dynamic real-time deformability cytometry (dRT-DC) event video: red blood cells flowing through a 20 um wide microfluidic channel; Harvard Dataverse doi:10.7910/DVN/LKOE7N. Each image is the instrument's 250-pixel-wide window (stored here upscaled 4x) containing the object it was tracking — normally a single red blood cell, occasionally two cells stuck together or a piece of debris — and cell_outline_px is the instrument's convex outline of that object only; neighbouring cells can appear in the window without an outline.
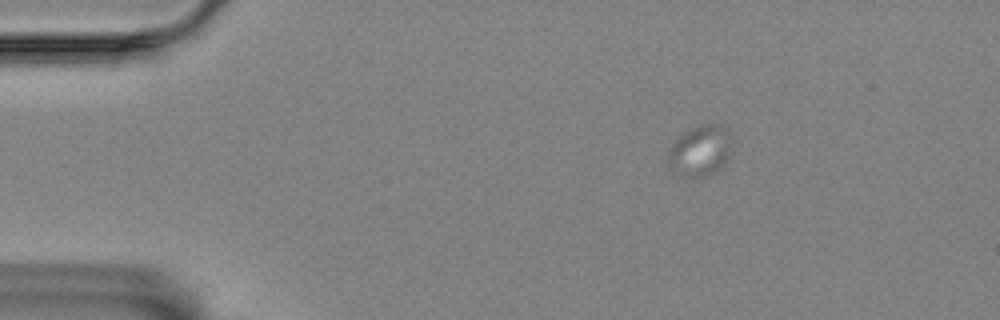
{"species": "Egyptian fruit bat (a non-hibernating species)", "species_latin": "Rousettus aegyptiacus", "temperature_condition": "room temperature", "stored_images_in_passage": 59, "camera_frame_rate_fps": 3000, "um_per_image_px": 0.085, "animal": {"sex": "female"}, "frame": {"image": 1, "passage_image": 1, "time_ms": 0.0, "image_size_px": [1000, 320], "cell_outline_px": [[732, 152], [724, 168], [708, 176], [692, 176], [668, 168], [668, 148], [684, 132], [692, 128], [704, 124], [716, 124], [732, 136]], "centroid_in_image_um": [59.57, 12.82], "position_along_channel_um": 25.4, "area_um2": 18.9}}
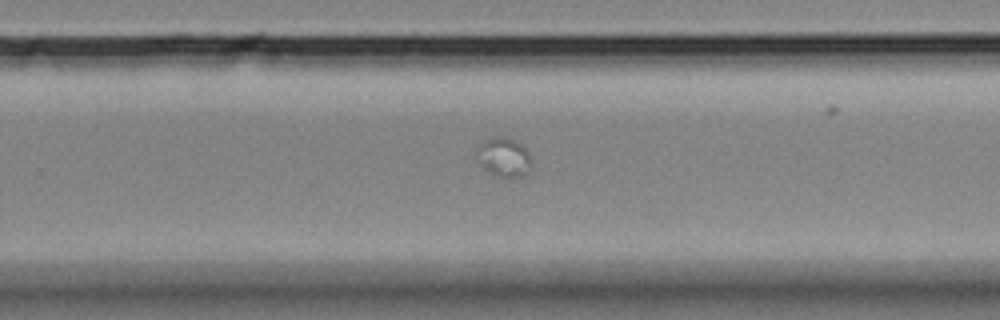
{"frame": {"image": 2, "passage_image": 34, "time_ms": 11.0, "image_size_px": [1000, 320], "cell_outline_px": [[532, 168], [524, 176], [496, 176], [484, 168], [480, 164], [476, 152], [476, 148], [480, 144], [492, 136], [500, 136], [512, 140], [520, 144], [528, 152], [532, 160]], "centroid_in_image_um": [42.84, 13.36], "position_along_channel_um": 287.0, "area_um2": 12.37}}
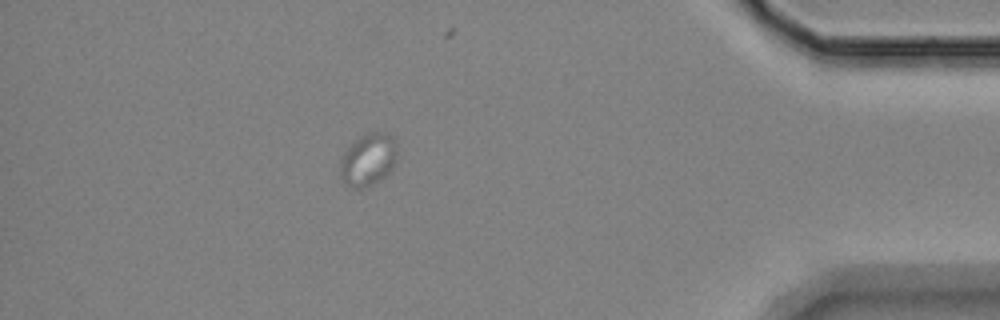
{"frame": {"image": 3, "passage_image": 50, "time_ms": 16.333, "image_size_px": [1000, 320], "cell_outline_px": [[396, 160], [392, 168], [380, 180], [372, 184], [360, 188], [352, 188], [344, 184], [340, 176], [340, 168], [344, 156], [348, 148], [356, 140], [368, 132], [388, 132], [396, 140]], "centroid_in_image_um": [31.32, 13.57], "position_along_channel_um": 403.9, "area_um2": 17.17}}